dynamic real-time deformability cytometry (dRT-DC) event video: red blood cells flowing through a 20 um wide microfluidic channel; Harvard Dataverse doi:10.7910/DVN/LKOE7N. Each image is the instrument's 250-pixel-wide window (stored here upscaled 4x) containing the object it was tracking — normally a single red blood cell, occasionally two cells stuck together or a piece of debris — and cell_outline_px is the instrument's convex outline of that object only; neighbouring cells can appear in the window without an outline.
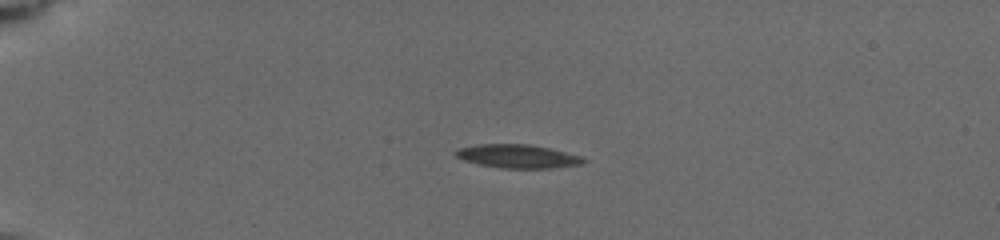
{"species": "common noctule bat (a hibernating species)", "species_latin": "Nyctalus noctula", "temperature_condition": "cold", "stored_images_in_passage": 8, "camera_frame_rate_fps": 3000, "um_per_image_px": 0.085, "animal": {"sex": "female", "body_mass_g": 19.5, "forearm_length_mm": 54.1}, "frame": {"image": 1, "passage_image": 5, "time_ms": 4.0, "image_size_px": [1000, 240], "cell_outline_px": [[588, 160], [580, 164], [548, 168], [504, 168], [480, 164], [464, 160], [456, 156], [452, 152], [456, 148], [480, 144], [528, 144], [548, 148], [580, 156]], "centroid_in_image_um": [43.94, 13.27], "position_along_channel_um": 41.1, "area_um2": 17.28}}
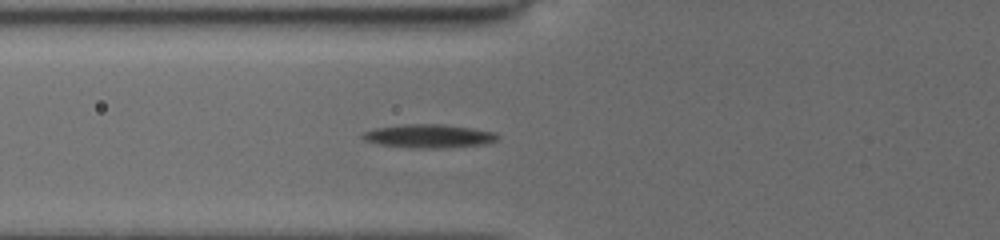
{"frame": {"image": 2, "passage_image": 8, "time_ms": 6.667, "image_size_px": [1000, 240], "cell_outline_px": [[500, 136], [496, 140], [488, 144], [440, 148], [416, 148], [380, 144], [364, 140], [360, 136], [364, 132], [376, 128], [404, 124], [444, 124], [472, 128], [496, 132]], "centroid_in_image_um": [36.5, 11.56], "position_along_channel_um": 89.3, "area_um2": 18.5}}